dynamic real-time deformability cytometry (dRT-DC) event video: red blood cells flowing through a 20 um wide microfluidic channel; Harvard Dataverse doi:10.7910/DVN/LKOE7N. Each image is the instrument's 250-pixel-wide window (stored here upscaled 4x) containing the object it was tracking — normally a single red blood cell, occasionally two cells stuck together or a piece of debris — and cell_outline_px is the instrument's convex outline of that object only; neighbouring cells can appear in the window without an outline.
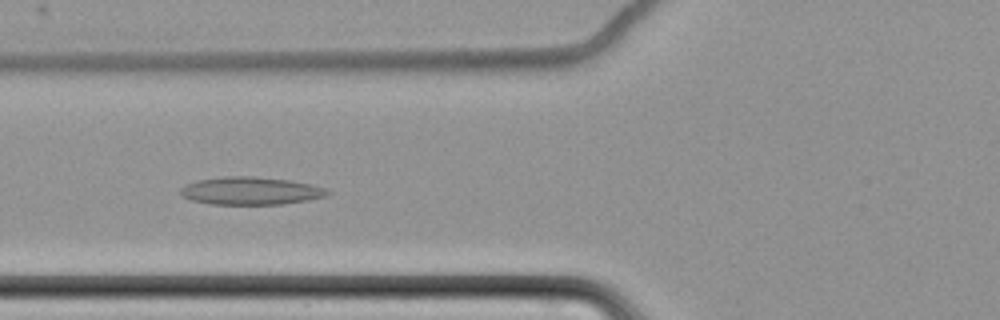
{"species": "common noctule bat (a hibernating species)", "species_latin": "Nyctalus noctula", "temperature_condition": "cold", "stored_images_in_passage": 9, "camera_frame_rate_fps": 3000, "um_per_image_px": 0.085, "animal": {"sex": "female", "body_mass_g": 22.7, "forearm_length_mm": 54.2}, "frame": {"image": 1, "passage_image": 9, "time_ms": 9.333, "image_size_px": [1000, 320], "cell_outline_px": [[332, 192], [324, 196], [308, 200], [280, 204], [212, 204], [192, 200], [180, 196], [180, 188], [184, 184], [196, 180], [224, 176], [252, 176], [292, 180], [312, 184], [324, 188]], "centroid_in_image_um": [21.27, 16.21], "position_along_channel_um": 104.5, "area_um2": 23.93}}